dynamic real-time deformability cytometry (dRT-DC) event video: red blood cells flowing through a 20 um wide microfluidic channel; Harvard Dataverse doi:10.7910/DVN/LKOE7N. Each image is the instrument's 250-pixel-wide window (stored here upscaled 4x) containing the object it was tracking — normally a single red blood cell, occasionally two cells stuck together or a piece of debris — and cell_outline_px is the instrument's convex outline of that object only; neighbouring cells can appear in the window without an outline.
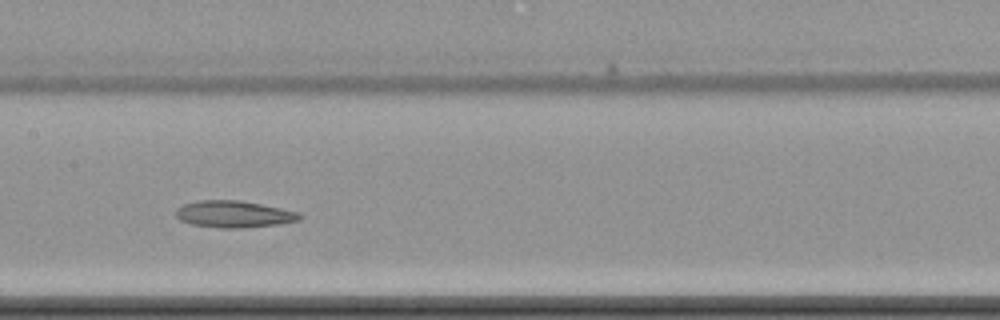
{"species": "common noctule bat (a hibernating species)", "species_latin": "Nyctalus noctula", "temperature_condition": "cold", "stored_images_in_passage": 13, "camera_frame_rate_fps": 3000, "um_per_image_px": 0.085, "animal": {"sex": "female", "body_mass_g": 22.7, "forearm_length_mm": 54.2}, "frame": {"image": 1, "passage_image": 6, "time_ms": 7.0, "image_size_px": [1000, 320], "cell_outline_px": [[304, 216], [300, 220], [280, 224], [240, 228], [220, 228], [192, 224], [180, 220], [176, 216], [176, 208], [184, 204], [200, 200], [240, 200], [280, 208], [296, 212]], "centroid_in_image_um": [19.88, 18.2], "position_along_channel_um": 187.5, "area_um2": 19.25}}
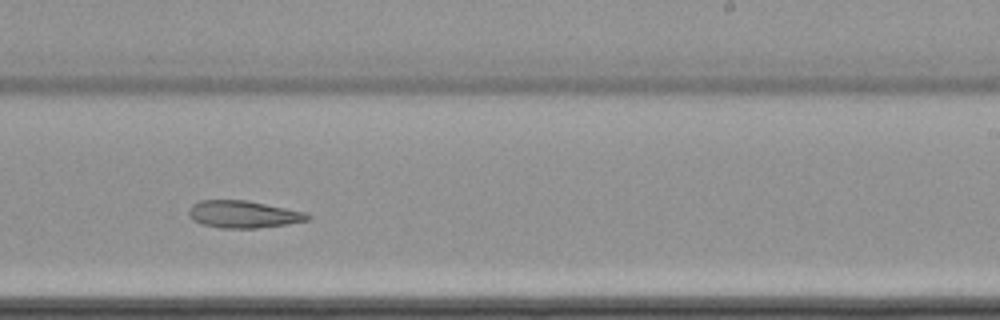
{"frame": {"image": 2, "passage_image": 8, "time_ms": 9.333, "image_size_px": [1000, 320], "cell_outline_px": [[312, 216], [308, 220], [288, 224], [256, 228], [220, 228], [200, 224], [192, 220], [188, 212], [188, 208], [192, 204], [200, 200], [248, 200], [304, 212]], "centroid_in_image_um": [20.64, 18.21], "position_along_channel_um": 268.4, "area_um2": 18.96}}
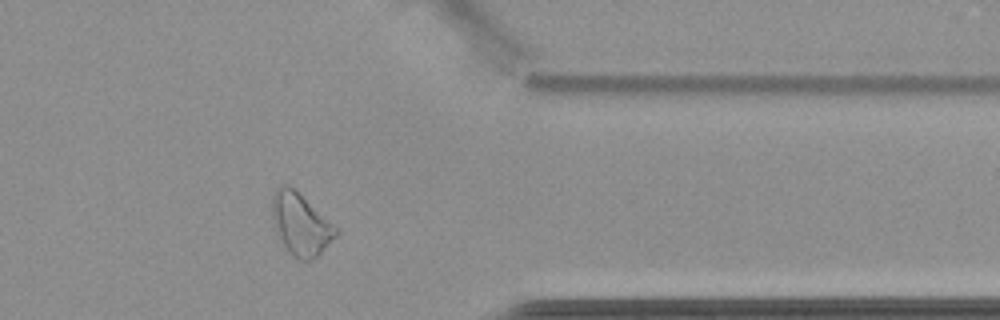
{"frame": {"image": 3, "passage_image": 11, "time_ms": 13.0, "image_size_px": [1000, 320], "cell_outline_px": [[340, 232], [312, 260], [300, 260], [292, 256], [284, 248], [276, 232], [272, 216], [272, 196], [276, 188], [284, 184], [288, 184], [340, 228]], "centroid_in_image_um": [25.56, 19.06], "position_along_channel_um": 385.8, "area_um2": 23.12}}